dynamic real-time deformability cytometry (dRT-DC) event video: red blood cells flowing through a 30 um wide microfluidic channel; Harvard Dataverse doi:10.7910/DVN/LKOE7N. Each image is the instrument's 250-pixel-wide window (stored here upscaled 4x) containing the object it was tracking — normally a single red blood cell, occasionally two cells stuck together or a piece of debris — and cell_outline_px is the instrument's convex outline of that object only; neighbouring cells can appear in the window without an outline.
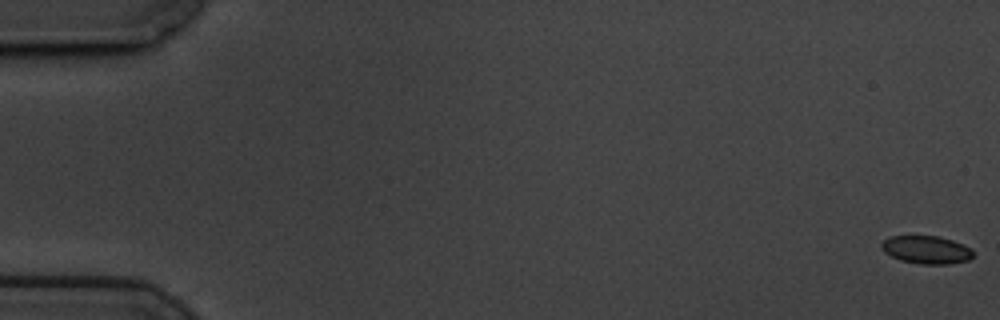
{"species": "common noctule bat (a hibernating species)", "species_latin": "Nyctalus noctula", "temperature_condition": "cold", "stored_images_in_passage": 60, "camera_frame_rate_fps": 3000, "um_per_image_px": 0.085, "animal": {"sex": "male", "body_mass_g": 19.5, "forearm_length_mm": 54.6}, "frame": {"image": 1, "passage_image": 1, "time_ms": 0.0, "image_size_px": [1000, 320], "cell_outline_px": [[972, 256], [968, 260], [948, 264], [920, 264], [900, 260], [884, 252], [880, 248], [880, 244], [888, 236], [936, 236], [952, 240], [964, 244], [972, 248]], "centroid_in_image_um": [78.72, 21.22], "position_along_channel_um": 6.3, "area_um2": 14.97}}
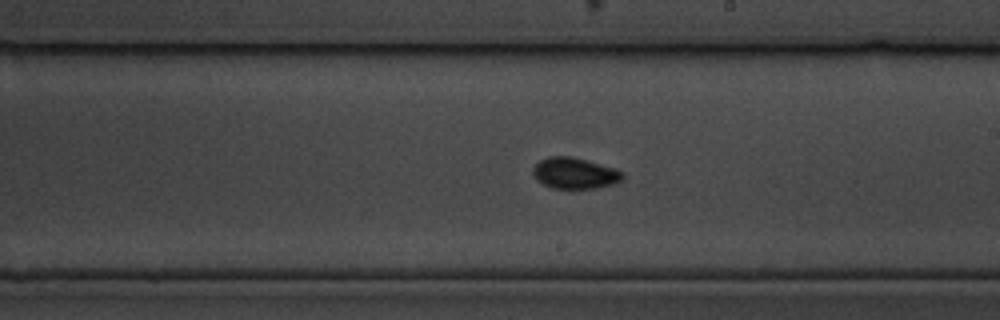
{"frame": {"image": 2, "passage_image": 35, "time_ms": 11.333, "image_size_px": [1000, 320], "cell_outline_px": [[624, 180], [616, 184], [596, 188], [552, 188], [536, 180], [532, 172], [532, 168], [540, 160], [548, 156], [568, 156], [616, 168], [624, 176]], "centroid_in_image_um": [48.85, 14.73], "position_along_channel_um": 240.1, "area_um2": 16.24}}
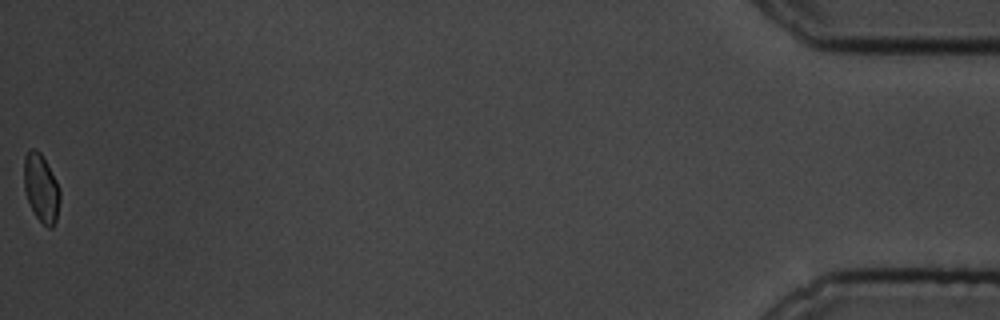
{"frame": {"image": 3, "passage_image": 60, "time_ms": 19.667, "image_size_px": [1000, 320], "cell_outline_px": [[60, 200], [56, 220], [52, 228], [48, 228], [36, 216], [24, 192], [24, 156], [28, 148], [36, 148], [40, 152], [56, 180], [60, 188]], "centroid_in_image_um": [3.49, 15.95], "position_along_channel_um": 431.7, "area_um2": 14.28}, "authors_computed_cell_mechanics": {"area_um2": 15.5193, "velocity_mm_per_s": 3.4184, "shape_relaxation_time_tau1_ms": 5.8052, "shape_relaxation_time_tau2_ms": 2.6504, "deformation_change_tau1": 0.079, "deformation_change_tau2": 0.0512}}